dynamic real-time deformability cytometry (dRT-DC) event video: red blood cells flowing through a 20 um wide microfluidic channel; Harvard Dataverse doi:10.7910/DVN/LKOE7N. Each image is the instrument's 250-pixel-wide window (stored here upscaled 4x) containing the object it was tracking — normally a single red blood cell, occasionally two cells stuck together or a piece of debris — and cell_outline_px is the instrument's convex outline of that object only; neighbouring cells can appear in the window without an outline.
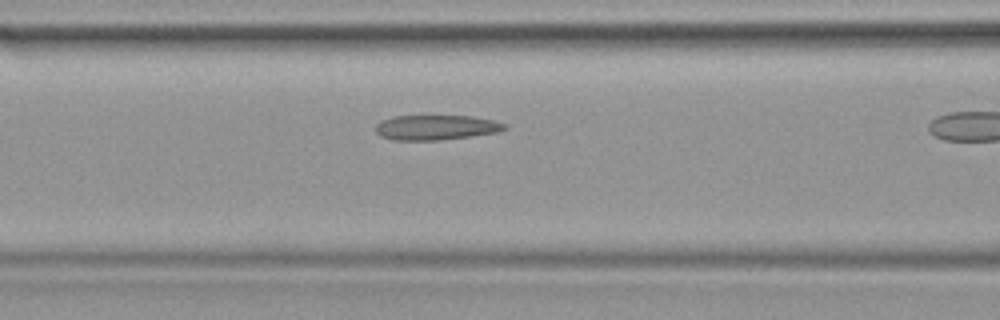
{"species": "common noctule bat (a hibernating species)", "species_latin": "Nyctalus noctula", "temperature_condition": "warm", "stored_images_in_passage": 19, "camera_frame_rate_fps": 3000, "um_per_image_px": 0.085, "animal": {"sex": "female", "body_mass_g": 19.9}, "frame": {"image": 1, "passage_image": 11, "time_ms": 3.333, "image_size_px": [1000, 320], "cell_outline_px": [[508, 128], [500, 132], [440, 140], [392, 140], [380, 136], [376, 132], [376, 124], [380, 120], [392, 116], [472, 116], [492, 120], [504, 124]], "centroid_in_image_um": [37.03, 10.83], "position_along_channel_um": 129.6, "area_um2": 18.79}}
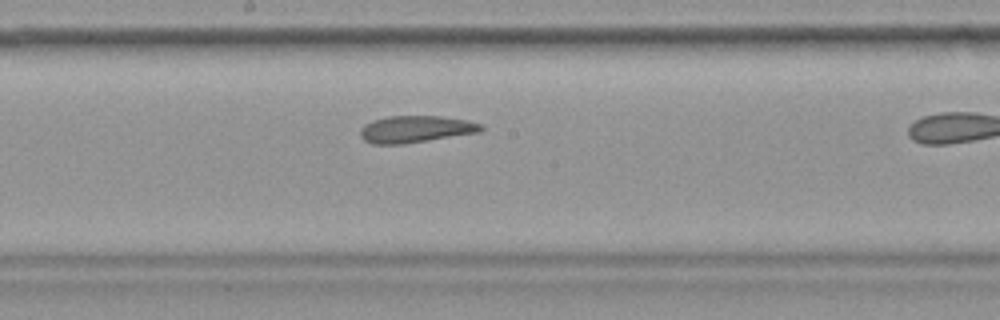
{"frame": {"image": 2, "passage_image": 16, "time_ms": 5.0, "image_size_px": [1000, 320], "cell_outline_px": [[484, 128], [480, 132], [404, 144], [372, 144], [364, 140], [360, 136], [360, 128], [364, 124], [372, 120], [388, 116], [440, 116], [468, 120], [484, 124]], "centroid_in_image_um": [35.33, 10.97], "position_along_channel_um": 212.9, "area_um2": 19.13}}